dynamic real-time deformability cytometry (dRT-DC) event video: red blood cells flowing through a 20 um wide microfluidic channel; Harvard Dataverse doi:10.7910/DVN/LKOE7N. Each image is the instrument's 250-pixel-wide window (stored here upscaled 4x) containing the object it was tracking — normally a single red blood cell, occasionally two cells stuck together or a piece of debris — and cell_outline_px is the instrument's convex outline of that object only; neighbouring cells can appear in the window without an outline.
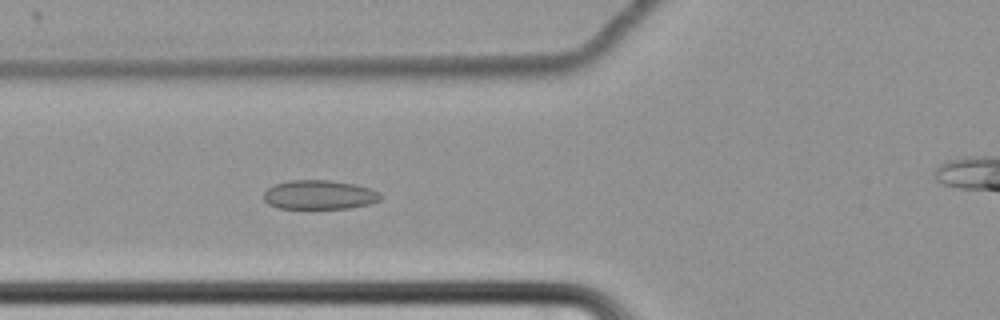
{"species": "common noctule bat (a hibernating species)", "species_latin": "Nyctalus noctula", "temperature_condition": "cold", "stored_images_in_passage": 62, "camera_frame_rate_fps": 3000, "um_per_image_px": 0.085, "animal": {"sex": "female", "body_mass_g": 22.7, "forearm_length_mm": 54.2}, "frame": {"image": 1, "passage_image": 30, "time_ms": 9.667, "image_size_px": [1000, 320], "cell_outline_px": [[384, 196], [380, 200], [368, 204], [348, 208], [276, 208], [268, 204], [264, 200], [264, 192], [268, 188], [276, 184], [288, 180], [332, 180], [352, 184], [368, 188], [380, 192]], "centroid_in_image_um": [27.14, 16.55], "position_along_channel_um": 98.7, "area_um2": 19.83}}
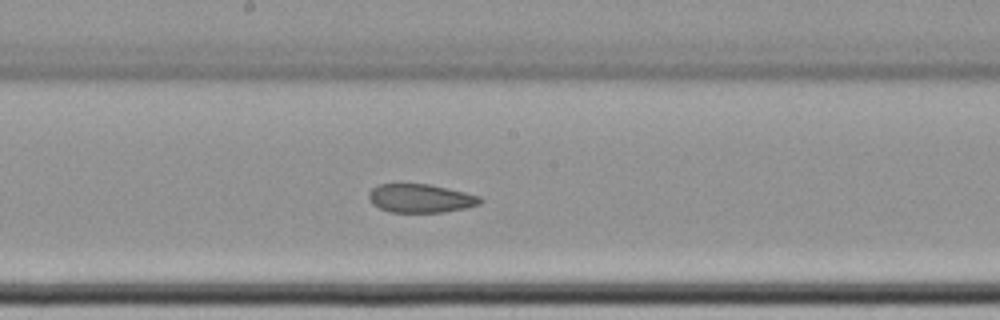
{"frame": {"image": 2, "passage_image": 40, "time_ms": 13.0, "image_size_px": [1000, 320], "cell_outline_px": [[484, 200], [480, 204], [468, 208], [444, 212], [392, 212], [380, 208], [372, 204], [368, 196], [368, 192], [376, 184], [428, 184], [448, 188], [480, 196]], "centroid_in_image_um": [35.76, 16.86], "position_along_channel_um": 212.4, "area_um2": 18.67}}
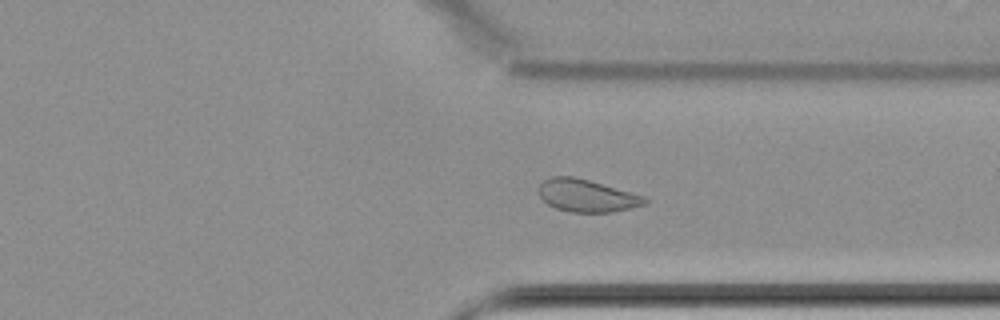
{"frame": {"image": 3, "passage_image": 53, "time_ms": 17.333, "image_size_px": [1000, 320], "cell_outline_px": [[648, 204], [632, 208], [612, 212], [568, 212], [556, 208], [548, 204], [540, 196], [540, 184], [544, 180], [552, 176], [572, 176], [588, 180], [644, 196], [648, 200]], "centroid_in_image_um": [49.9, 16.64], "position_along_channel_um": 361.5, "area_um2": 19.88}}